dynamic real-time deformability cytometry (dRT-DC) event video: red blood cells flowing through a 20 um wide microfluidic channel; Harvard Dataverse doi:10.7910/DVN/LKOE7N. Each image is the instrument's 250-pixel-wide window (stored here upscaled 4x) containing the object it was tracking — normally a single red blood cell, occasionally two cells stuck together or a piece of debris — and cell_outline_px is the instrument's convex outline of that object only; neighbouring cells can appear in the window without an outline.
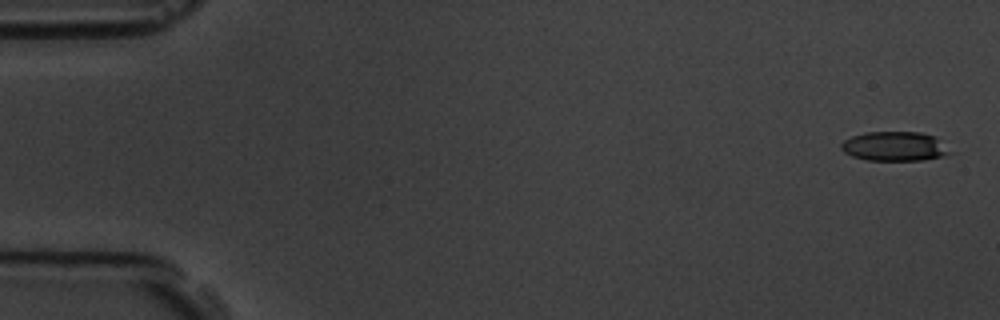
{"species": "common noctule bat (a hibernating species)", "species_latin": "Nyctalus noctula", "temperature_condition": "room temperature", "stored_images_in_passage": 5, "camera_frame_rate_fps": 3000, "um_per_image_px": 0.085, "animal": {"sex": "male", "body_mass_g": 19.5, "forearm_length_mm": 54.6}, "frame": {"image": 1, "passage_image": 1, "time_ms": 0.0, "image_size_px": [1000, 320], "cell_outline_px": [[956, 152], [944, 156], [924, 160], [868, 160], [852, 156], [844, 152], [840, 148], [840, 144], [844, 140], [852, 136], [864, 132], [920, 132], [936, 136]], "centroid_in_image_um": [76.11, 12.43], "position_along_channel_um": 8.9, "area_um2": 19.02}}
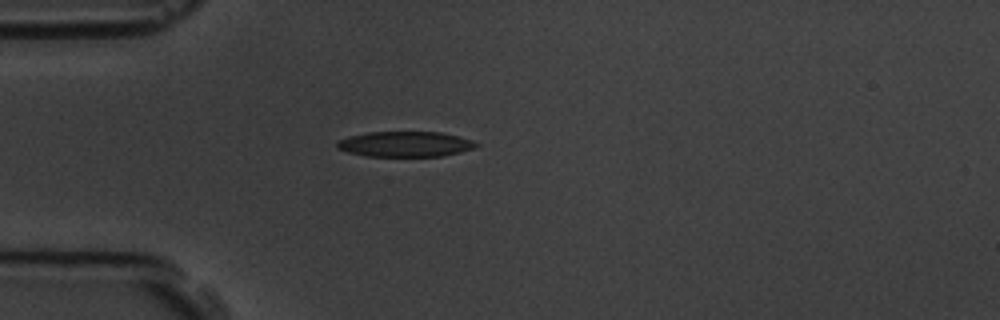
{"frame": {"image": 2, "passage_image": 5, "time_ms": 4.667, "image_size_px": [1000, 320], "cell_outline_px": [[480, 144], [476, 148], [444, 156], [368, 156], [348, 152], [336, 148], [336, 140], [348, 136], [368, 132], [440, 132], [472, 140]], "centroid_in_image_um": [34.43, 12.25], "position_along_channel_um": 50.6, "area_um2": 20.63}}